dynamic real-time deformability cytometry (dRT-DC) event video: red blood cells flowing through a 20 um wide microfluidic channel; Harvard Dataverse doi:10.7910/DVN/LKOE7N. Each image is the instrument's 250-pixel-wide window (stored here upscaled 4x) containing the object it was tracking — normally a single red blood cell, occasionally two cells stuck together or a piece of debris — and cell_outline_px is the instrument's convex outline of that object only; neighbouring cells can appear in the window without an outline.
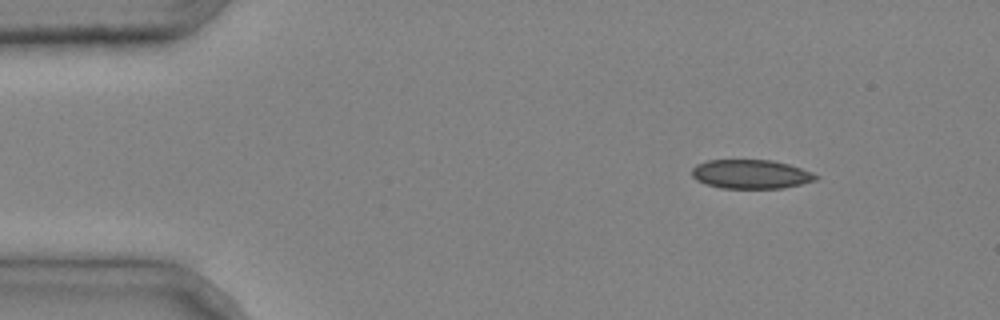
{"species": "common noctule bat (a hibernating species)", "species_latin": "Nyctalus noctula", "temperature_condition": "cold", "stored_images_in_passage": 3, "camera_frame_rate_fps": 3000, "um_per_image_px": 0.085, "animal": {"sex": "male", "body_mass_g": 20.4}, "frame": {"image": 1, "passage_image": 1, "time_ms": 0.0, "image_size_px": [1000, 320], "cell_outline_px": [[820, 176], [816, 180], [800, 184], [780, 188], [720, 188], [704, 184], [696, 180], [692, 176], [692, 168], [696, 164], [708, 160], [772, 160], [788, 164], [812, 172]], "centroid_in_image_um": [63.79, 14.8], "position_along_channel_um": 21.2, "area_um2": 20.98}}
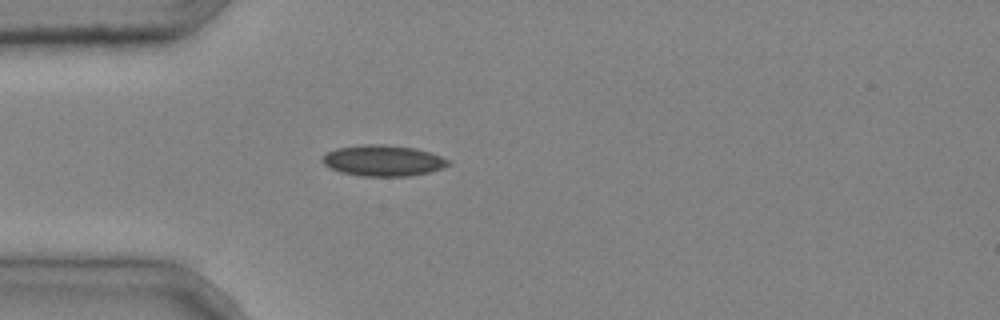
{"frame": {"image": 2, "passage_image": 3, "time_ms": 0.667, "image_size_px": [1000, 320], "cell_outline_px": [[452, 164], [428, 172], [408, 176], [360, 176], [340, 172], [324, 164], [320, 160], [328, 152], [336, 148], [364, 144], [384, 144], [416, 148], [440, 156], [448, 160]], "centroid_in_image_um": [32.54, 13.64], "position_along_channel_um": 52.5, "area_um2": 22.6}}